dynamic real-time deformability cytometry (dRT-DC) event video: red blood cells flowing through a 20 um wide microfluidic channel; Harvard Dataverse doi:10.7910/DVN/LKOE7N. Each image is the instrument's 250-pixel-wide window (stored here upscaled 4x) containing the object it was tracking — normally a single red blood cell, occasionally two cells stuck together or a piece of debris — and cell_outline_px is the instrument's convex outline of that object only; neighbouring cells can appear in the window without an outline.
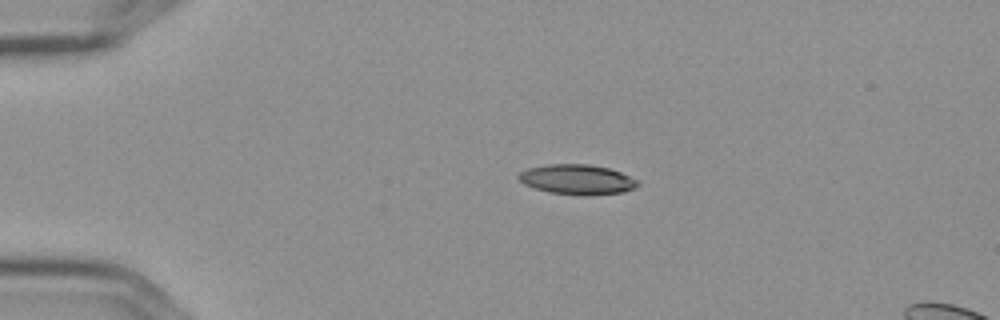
{"species": "Egyptian fruit bat (a non-hibernating species)", "species_latin": "Rousettus aegyptiacus", "temperature_condition": "cold", "stored_images_in_passage": 7, "camera_frame_rate_fps": 3000, "um_per_image_px": 0.085, "frame": {"image": 1, "passage_image": 2, "time_ms": 0.333, "image_size_px": [1000, 320], "cell_outline_px": [[640, 184], [636, 188], [624, 192], [588, 196], [580, 196], [548, 192], [524, 184], [516, 176], [520, 172], [528, 168], [548, 164], [588, 164], [608, 168], [620, 172], [640, 180]], "centroid_in_image_um": [49.1, 15.27], "position_along_channel_um": 35.9, "area_um2": 21.1}}
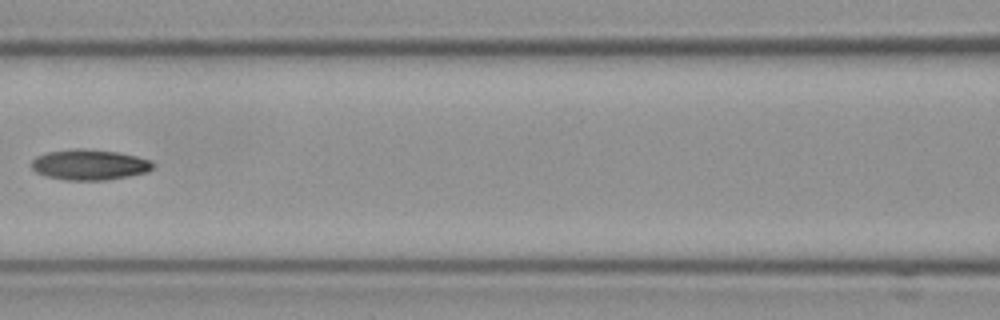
{"frame": {"image": 2, "passage_image": 6, "time_ms": 1.667, "image_size_px": [1000, 320], "cell_outline_px": [[156, 164], [148, 172], [108, 180], [64, 180], [48, 176], [36, 172], [32, 168], [32, 160], [36, 156], [48, 152], [76, 148], [84, 148], [116, 152], [136, 156], [152, 160]], "centroid_in_image_um": [7.64, 14.0], "position_along_channel_um": 159.0, "area_um2": 21.68}}
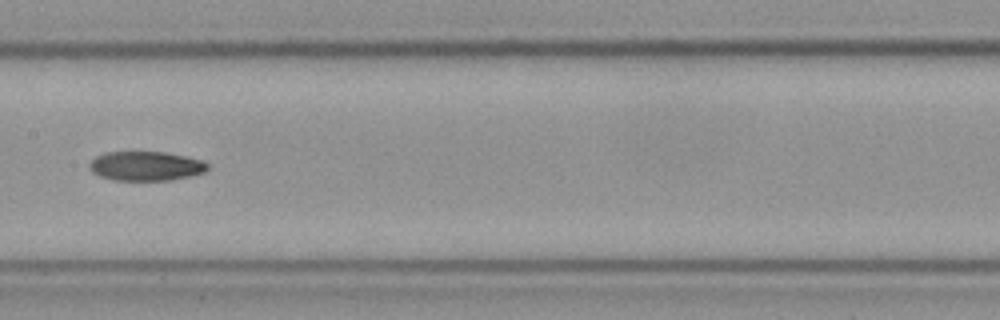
{"frame": {"image": 3, "passage_image": 7, "time_ms": 2.0, "image_size_px": [1000, 320], "cell_outline_px": [[208, 168], [204, 172], [188, 176], [168, 180], [112, 180], [100, 176], [92, 172], [88, 168], [88, 164], [96, 156], [104, 152], [164, 152], [184, 156], [200, 160], [208, 164]], "centroid_in_image_um": [12.33, 14.11], "position_along_channel_um": 195.1, "area_um2": 20.06}}